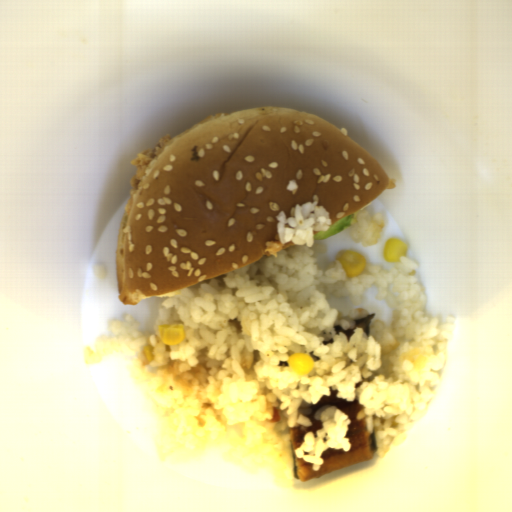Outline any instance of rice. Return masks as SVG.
I'll return each instance as SVG.
<instances>
[{
  "mask_svg": "<svg viewBox=\"0 0 512 512\" xmlns=\"http://www.w3.org/2000/svg\"><path fill=\"white\" fill-rule=\"evenodd\" d=\"M290 214L276 216L277 233L294 245L167 297L145 333L132 315L110 320L112 334L95 339L96 351L85 349L90 365L117 352L132 360L130 376L158 410L160 459L222 448L240 471L268 469L276 487L290 488V428L311 427V406L322 397L337 391L362 404L356 418L374 432L379 457L404 442L434 399L457 322L428 316L418 264L401 256L391 269L365 263L361 275L347 277L338 259L317 262L326 250L314 231L332 226L323 205L297 204ZM373 312L369 337L362 328L349 339L335 333V325L351 329ZM167 323L184 325V341L162 344L158 325ZM298 352L312 357L309 374L289 367ZM273 408L280 422H271Z\"/></svg>",
  "mask_w": 512,
  "mask_h": 512,
  "instance_id": "1",
  "label": "rice"
},
{
  "mask_svg": "<svg viewBox=\"0 0 512 512\" xmlns=\"http://www.w3.org/2000/svg\"><path fill=\"white\" fill-rule=\"evenodd\" d=\"M93 271L97 279L106 280V271L102 264L93 265Z\"/></svg>",
  "mask_w": 512,
  "mask_h": 512,
  "instance_id": "4",
  "label": "rice"
},
{
  "mask_svg": "<svg viewBox=\"0 0 512 512\" xmlns=\"http://www.w3.org/2000/svg\"><path fill=\"white\" fill-rule=\"evenodd\" d=\"M385 227L382 213L371 215L369 211L360 209L356 211L353 227L349 230V235L356 243L362 246L376 245L383 229Z\"/></svg>",
  "mask_w": 512,
  "mask_h": 512,
  "instance_id": "3",
  "label": "rice"
},
{
  "mask_svg": "<svg viewBox=\"0 0 512 512\" xmlns=\"http://www.w3.org/2000/svg\"><path fill=\"white\" fill-rule=\"evenodd\" d=\"M313 418L321 421L322 428L308 431L302 444L295 450L297 459L311 464L312 470L319 471L323 465L322 455L327 449L348 452L352 446L347 432L350 427L348 415L335 405H325L316 410Z\"/></svg>",
  "mask_w": 512,
  "mask_h": 512,
  "instance_id": "2",
  "label": "rice"
}]
</instances>
